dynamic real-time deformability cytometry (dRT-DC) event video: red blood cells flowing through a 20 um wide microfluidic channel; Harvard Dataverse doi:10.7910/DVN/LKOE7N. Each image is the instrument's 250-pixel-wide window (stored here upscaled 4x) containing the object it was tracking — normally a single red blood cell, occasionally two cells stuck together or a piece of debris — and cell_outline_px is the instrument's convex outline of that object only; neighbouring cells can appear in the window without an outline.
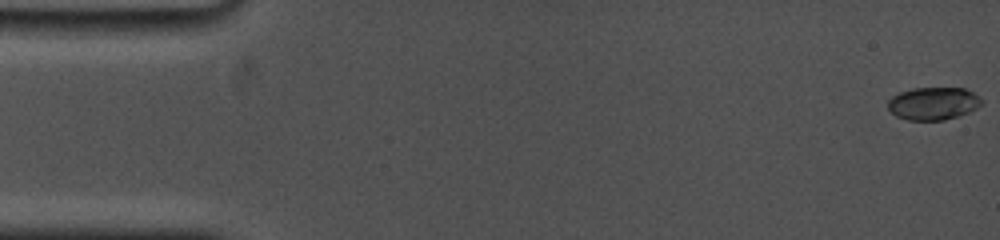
{"species": "common noctule bat (a hibernating species)", "species_latin": "Nyctalus noctula", "temperature_condition": "cold", "stored_images_in_passage": 50, "camera_frame_rate_fps": 5000, "um_per_image_px": 0.085, "animal": {"sex": "female", "body_mass_g": 19.0, "forearm_length_mm": 53.3}, "frame": {"image": 1, "passage_image": 1, "time_ms": 0.0, "image_size_px": [1000, 240], "cell_outline_px": [[984, 104], [968, 112], [944, 120], [908, 120], [896, 116], [888, 108], [888, 100], [892, 96], [900, 92], [912, 88], [964, 88], [980, 96], [984, 100]], "centroid_in_image_um": [79.35, 8.79], "position_along_channel_um": 5.7, "area_um2": 17.92}}
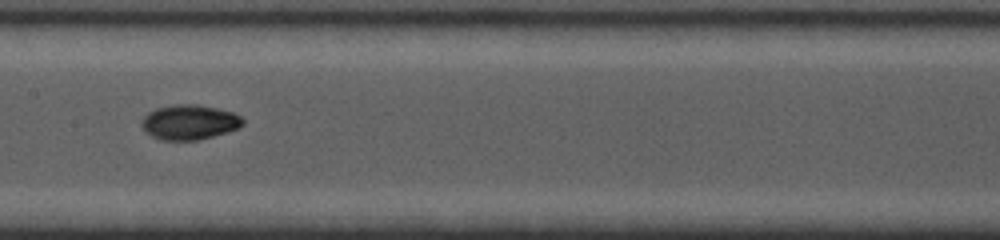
{"frame": {"image": 2, "passage_image": 27, "time_ms": 8.6, "image_size_px": [1000, 240], "cell_outline_px": [[244, 124], [240, 128], [200, 140], [160, 140], [144, 132], [140, 124], [144, 116], [148, 112], [156, 108], [172, 104], [196, 104], [216, 108], [232, 112], [240, 116], [244, 120]], "centroid_in_image_um": [16.08, 10.39], "position_along_channel_um": 191.3, "area_um2": 20.81}}
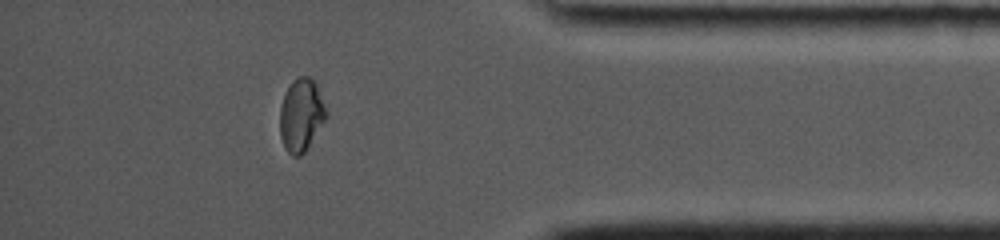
{"frame": {"image": 3, "passage_image": 45, "time_ms": 14.8, "image_size_px": [1000, 240], "cell_outline_px": [[328, 116], [304, 152], [300, 156], [292, 156], [284, 148], [280, 136], [280, 108], [284, 96], [292, 80], [300, 76], [308, 76], [316, 84], [328, 112]], "centroid_in_image_um": [25.6, 9.79], "position_along_channel_um": 409.6, "area_um2": 19.54}, "authors_computed_cell_mechanics": {"area_um2": 19.074, "velocity_mm_per_s": 3.7618, "shape_relaxation_time_tau1_ms": 4.4458, "shape_relaxation_time_tau2_ms": 3.5028, "deformation_change_tau1": 0.1621, "deformation_change_tau2": 0.0344}}